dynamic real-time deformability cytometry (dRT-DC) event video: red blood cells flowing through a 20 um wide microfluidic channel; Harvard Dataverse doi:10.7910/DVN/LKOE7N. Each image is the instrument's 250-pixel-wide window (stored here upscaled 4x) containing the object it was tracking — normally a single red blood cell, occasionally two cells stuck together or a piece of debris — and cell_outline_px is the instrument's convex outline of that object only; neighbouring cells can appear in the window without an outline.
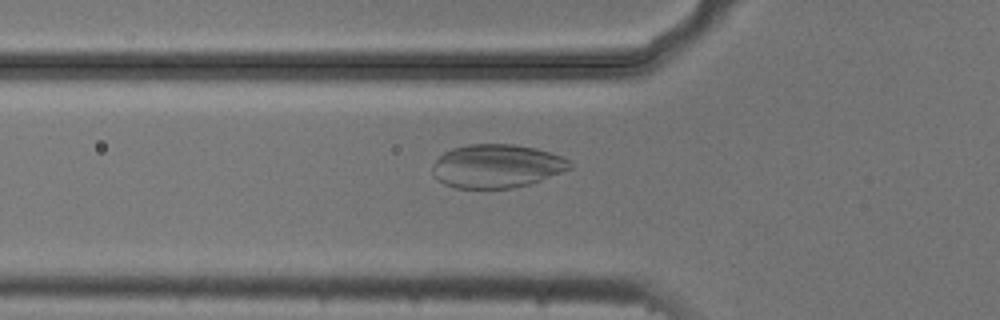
{"species": "common noctule bat (a hibernating species)", "species_latin": "Nyctalus noctula", "temperature_condition": "cold", "stored_images_in_passage": 54, "camera_frame_rate_fps": 3000, "um_per_image_px": 0.085, "animal": {"sex": "male", "body_mass_g": 20.5, "forearm_length_mm": 52.5}, "frame": {"image": 1, "passage_image": 19, "time_ms": 6.0, "image_size_px": [1000, 320], "cell_outline_px": [[572, 168], [540, 180], [528, 184], [512, 188], [456, 188], [444, 184], [436, 180], [432, 176], [432, 168], [436, 160], [444, 152], [452, 148], [468, 144], [512, 144], [536, 148], [560, 156], [568, 160], [572, 164]], "centroid_in_image_um": [42.17, 14.12], "position_along_channel_um": 83.6, "area_um2": 34.8}}
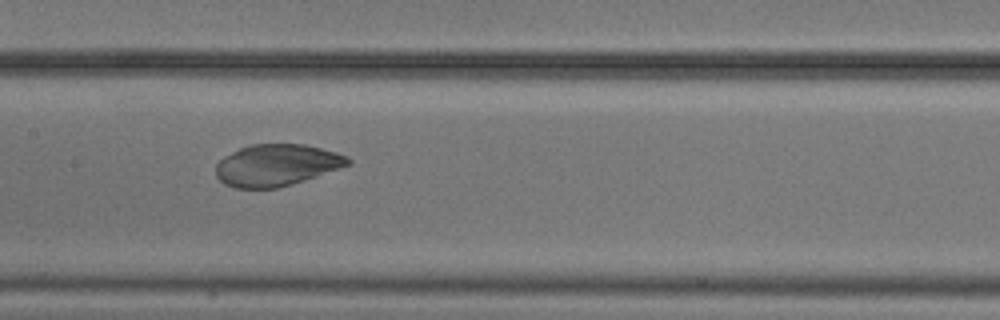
{"frame": {"image": 2, "passage_image": 27, "time_ms": 8.667, "image_size_px": [1000, 320], "cell_outline_px": [[352, 164], [316, 176], [276, 188], [236, 188], [224, 184], [216, 176], [216, 164], [224, 156], [240, 148], [252, 144], [304, 144], [336, 152], [348, 156], [352, 160]], "centroid_in_image_um": [23.51, 14.03], "position_along_channel_um": 183.9, "area_um2": 31.96}}
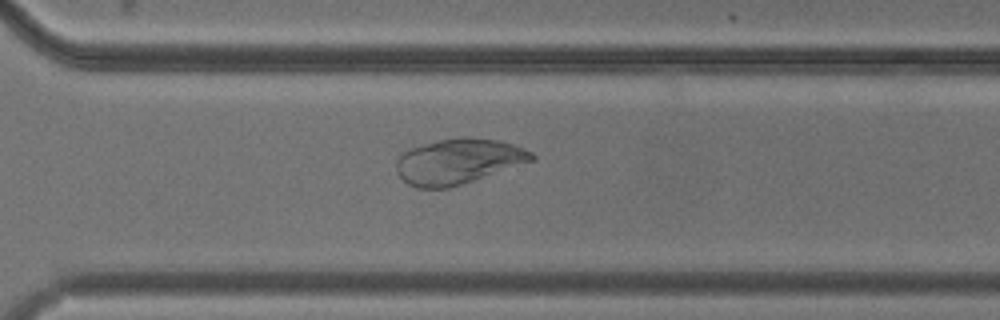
{"frame": {"image": 3, "passage_image": 39, "time_ms": 12.667, "image_size_px": [1000, 320], "cell_outline_px": [[536, 160], [448, 188], [416, 188], [408, 184], [396, 172], [396, 160], [408, 148], [440, 140], [496, 140], [516, 144], [532, 152], [536, 156]], "centroid_in_image_um": [38.95, 13.75], "position_along_channel_um": 331.7, "area_um2": 34.91}}